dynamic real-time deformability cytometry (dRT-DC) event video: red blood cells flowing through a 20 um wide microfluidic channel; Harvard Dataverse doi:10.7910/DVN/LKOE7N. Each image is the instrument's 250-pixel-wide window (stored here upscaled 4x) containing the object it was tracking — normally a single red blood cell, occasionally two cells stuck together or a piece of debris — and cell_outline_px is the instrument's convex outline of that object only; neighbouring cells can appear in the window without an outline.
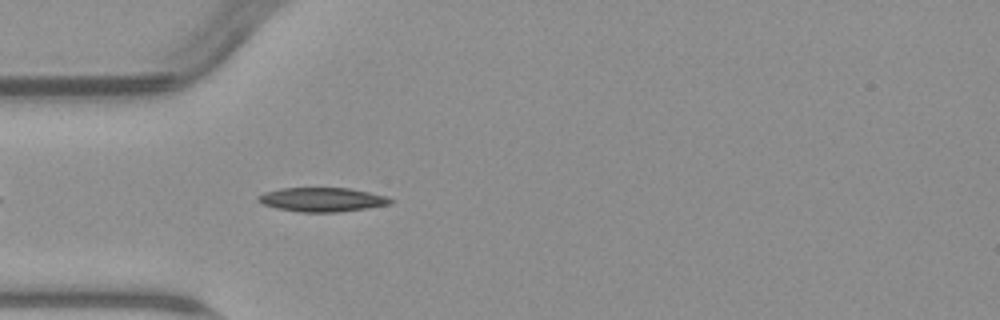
{"species": "common noctule bat (a hibernating species)", "species_latin": "Nyctalus noctula", "temperature_condition": "warm", "stored_images_in_passage": 4, "camera_frame_rate_fps": 3000, "um_per_image_px": 0.085, "animal": {"sex": "male", "body_mass_g": 23.1, "forearm_length_mm": 52.7}, "frame": {"image": 1, "passage_image": 4, "time_ms": 4.333, "image_size_px": [1000, 320], "cell_outline_px": [[392, 204], [336, 212], [300, 212], [276, 208], [260, 204], [256, 200], [256, 196], [264, 192], [284, 188], [352, 188], [388, 196], [392, 200]], "centroid_in_image_um": [27.34, 16.96], "position_along_channel_um": 57.7, "area_um2": 18.67}}